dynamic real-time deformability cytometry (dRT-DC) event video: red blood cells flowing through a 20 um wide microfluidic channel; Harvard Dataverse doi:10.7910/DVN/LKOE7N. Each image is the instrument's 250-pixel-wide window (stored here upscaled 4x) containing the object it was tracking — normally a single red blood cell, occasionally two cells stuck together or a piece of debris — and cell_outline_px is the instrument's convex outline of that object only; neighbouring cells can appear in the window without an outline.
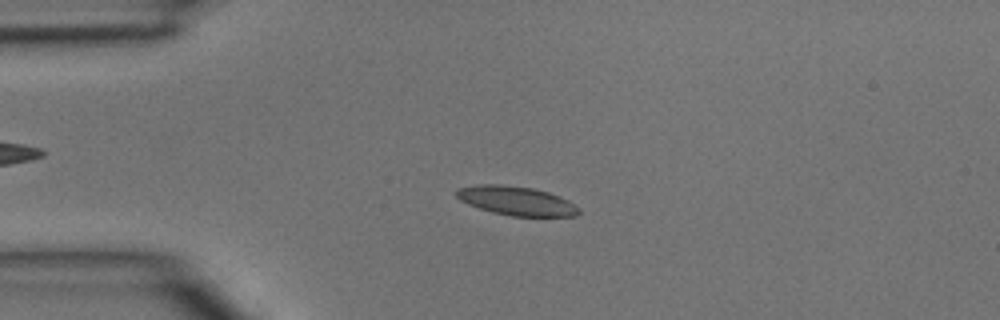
{"species": "common noctule bat (a hibernating species)", "species_latin": "Nyctalus noctula", "temperature_condition": "room temperature", "stored_images_in_passage": 38, "camera_frame_rate_fps": 3000, "um_per_image_px": 0.085, "animal": {"sex": "male", "body_mass_g": 15.6}, "frame": {"image": 1, "passage_image": 3, "time_ms": 0.667, "image_size_px": [1000, 320], "cell_outline_px": [[580, 212], [576, 216], [512, 216], [492, 212], [468, 204], [460, 200], [452, 192], [456, 188], [480, 184], [500, 184], [532, 188], [548, 192], [568, 200], [580, 208]], "centroid_in_image_um": [43.86, 17.06], "position_along_channel_um": 41.1, "area_um2": 20.75}}
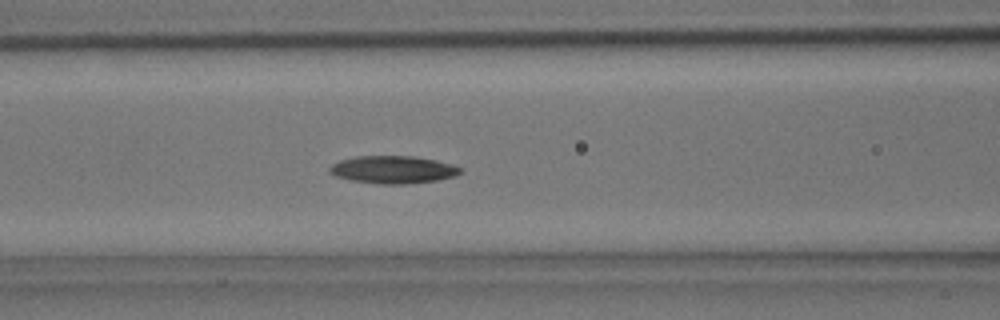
{"frame": {"image": 2, "passage_image": 11, "time_ms": 3.333, "image_size_px": [1000, 320], "cell_outline_px": [[460, 172], [456, 176], [436, 180], [404, 184], [380, 184], [352, 180], [336, 176], [328, 172], [328, 168], [332, 164], [340, 160], [356, 156], [416, 156], [436, 160], [452, 164], [460, 168]], "centroid_in_image_um": [33.38, 14.41], "position_along_channel_um": 133.2, "area_um2": 20.98}}
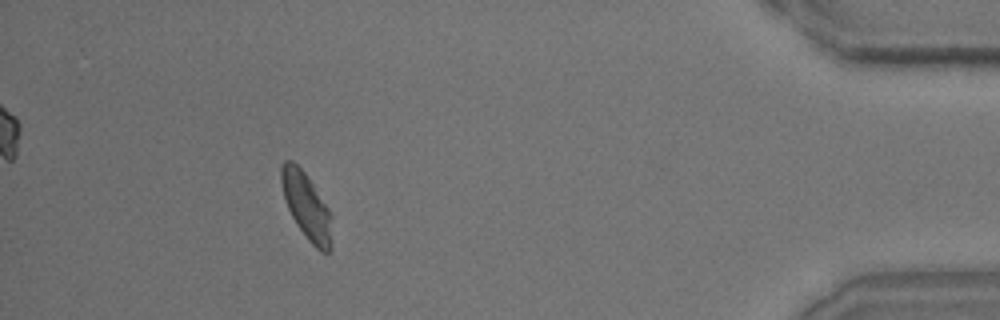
{"frame": {"image": 3, "passage_image": 34, "time_ms": 11.0, "image_size_px": [1000, 320], "cell_outline_px": [[332, 252], [320, 252], [308, 240], [296, 224], [284, 200], [280, 180], [280, 168], [284, 160], [292, 160], [304, 172], [328, 208], [332, 216]], "centroid_in_image_um": [26.06, 17.56], "position_along_channel_um": 409.1, "area_um2": 19.71}}